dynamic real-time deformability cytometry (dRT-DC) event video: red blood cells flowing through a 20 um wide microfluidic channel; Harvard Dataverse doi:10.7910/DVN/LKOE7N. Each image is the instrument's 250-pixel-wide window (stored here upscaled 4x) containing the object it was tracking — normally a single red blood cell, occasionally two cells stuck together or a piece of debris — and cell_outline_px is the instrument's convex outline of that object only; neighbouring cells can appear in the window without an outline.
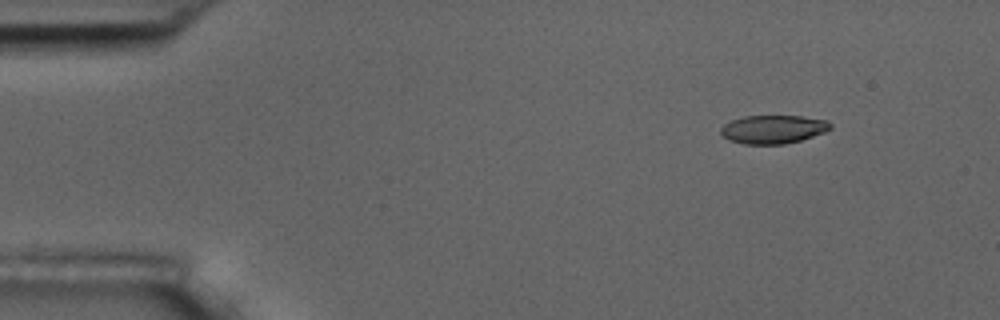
{"species": "common noctule bat (a hibernating species)", "species_latin": "Nyctalus noctula", "temperature_condition": "room temperature", "stored_images_in_passage": 3, "camera_frame_rate_fps": 3000, "um_per_image_px": 0.085, "animal": {"sex": "male", "body_mass_g": 17.5, "forearm_length_mm": 52.3}, "frame": {"image": 1, "passage_image": 3, "time_ms": 3.0, "image_size_px": [1000, 320], "cell_outline_px": [[832, 128], [824, 132], [800, 140], [784, 144], [744, 144], [728, 140], [720, 132], [720, 128], [724, 124], [732, 120], [744, 116], [800, 116], [828, 120], [832, 124]], "centroid_in_image_um": [65.71, 10.99], "position_along_channel_um": 19.3, "area_um2": 18.15}}